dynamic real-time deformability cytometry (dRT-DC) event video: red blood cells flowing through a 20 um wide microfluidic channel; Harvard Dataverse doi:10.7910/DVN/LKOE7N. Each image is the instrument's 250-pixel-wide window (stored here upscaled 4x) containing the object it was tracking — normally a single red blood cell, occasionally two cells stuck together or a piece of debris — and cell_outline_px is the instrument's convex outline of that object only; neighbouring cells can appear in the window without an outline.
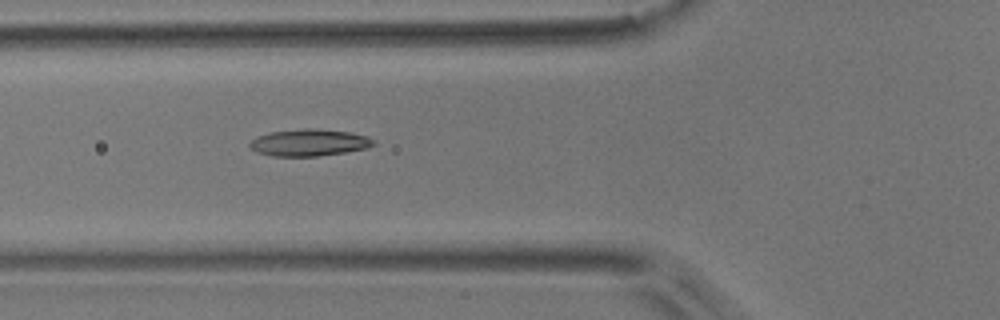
{"species": "common noctule bat (a hibernating species)", "species_latin": "Nyctalus noctula", "temperature_condition": "room temperature", "stored_images_in_passage": 4, "camera_frame_rate_fps": 3000, "um_per_image_px": 0.085, "animal": {"sex": "male", "body_mass_g": 17.9}, "frame": {"image": 1, "passage_image": 4, "time_ms": 1.0, "image_size_px": [1000, 320], "cell_outline_px": [[376, 144], [368, 148], [344, 152], [316, 156], [272, 156], [256, 152], [248, 144], [256, 136], [272, 132], [308, 128], [348, 132], [368, 136], [376, 140]], "centroid_in_image_um": [26.3, 12.12], "position_along_channel_um": 99.5, "area_um2": 19.25}}